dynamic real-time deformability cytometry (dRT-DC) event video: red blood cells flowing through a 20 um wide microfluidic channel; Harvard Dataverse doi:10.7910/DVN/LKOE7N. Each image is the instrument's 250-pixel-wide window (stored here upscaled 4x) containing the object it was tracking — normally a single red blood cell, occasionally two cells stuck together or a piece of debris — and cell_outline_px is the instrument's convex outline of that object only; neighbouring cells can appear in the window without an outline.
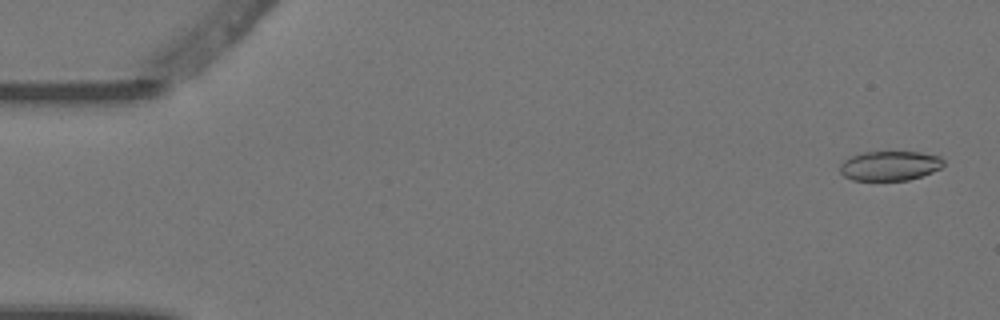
{"species": "Egyptian fruit bat (a non-hibernating species)", "species_latin": "Rousettus aegyptiacus", "temperature_condition": "warm", "stored_images_in_passage": 4, "camera_frame_rate_fps": 3000, "um_per_image_px": 0.085, "animal": {"sex": "female"}, "frame": {"image": 1, "passage_image": 1, "time_ms": 0.0, "image_size_px": [1000, 320], "cell_outline_px": [[944, 164], [940, 168], [932, 172], [908, 180], [852, 180], [844, 176], [840, 172], [840, 164], [844, 160], [852, 156], [864, 152], [920, 152], [940, 156], [944, 160]], "centroid_in_image_um": [75.64, 14.09], "position_along_channel_um": 9.4, "area_um2": 17.8}}
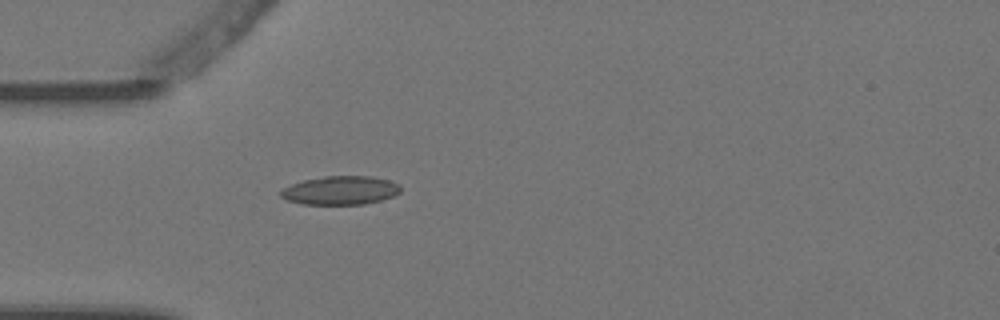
{"frame": {"image": 2, "passage_image": 4, "time_ms": 1.0, "image_size_px": [1000, 320], "cell_outline_px": [[400, 192], [392, 196], [380, 200], [364, 204], [300, 204], [288, 200], [280, 196], [280, 192], [284, 188], [292, 184], [304, 180], [324, 176], [372, 176], [388, 180], [400, 184]], "centroid_in_image_um": [28.94, 16.18], "position_along_channel_um": 56.1, "area_um2": 19.88}}